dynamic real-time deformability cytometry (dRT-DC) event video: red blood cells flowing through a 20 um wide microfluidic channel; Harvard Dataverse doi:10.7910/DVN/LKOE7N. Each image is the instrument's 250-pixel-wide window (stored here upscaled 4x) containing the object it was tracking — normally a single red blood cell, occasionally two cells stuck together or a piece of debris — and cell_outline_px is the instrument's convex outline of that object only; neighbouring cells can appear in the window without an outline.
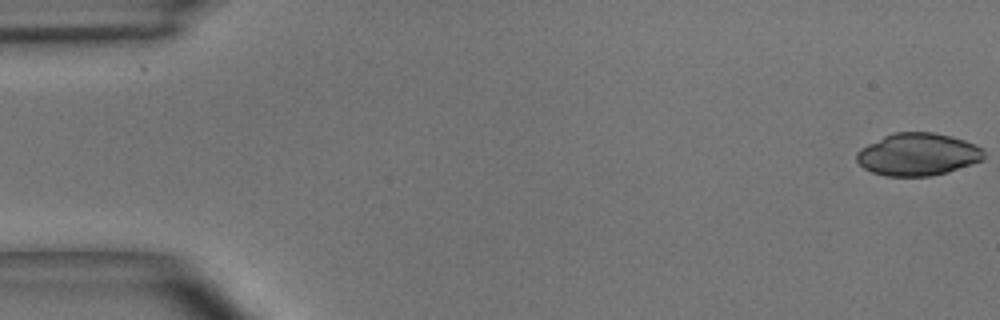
{"species": "common noctule bat (a hibernating species)", "species_latin": "Nyctalus noctula", "temperature_condition": "room temperature", "stored_images_in_passage": 49, "camera_frame_rate_fps": 3000, "um_per_image_px": 0.085, "animal": {"sex": "male", "body_mass_g": 15.6}, "frame": {"image": 1, "passage_image": 1, "time_ms": 0.0, "image_size_px": [1000, 320], "cell_outline_px": [[984, 160], [948, 172], [932, 176], [884, 176], [872, 172], [864, 168], [856, 160], [856, 152], [860, 148], [892, 132], [932, 132], [964, 140], [976, 144], [984, 152]], "centroid_in_image_um": [78.0, 13.13], "position_along_channel_um": 7.0, "area_um2": 31.56}}